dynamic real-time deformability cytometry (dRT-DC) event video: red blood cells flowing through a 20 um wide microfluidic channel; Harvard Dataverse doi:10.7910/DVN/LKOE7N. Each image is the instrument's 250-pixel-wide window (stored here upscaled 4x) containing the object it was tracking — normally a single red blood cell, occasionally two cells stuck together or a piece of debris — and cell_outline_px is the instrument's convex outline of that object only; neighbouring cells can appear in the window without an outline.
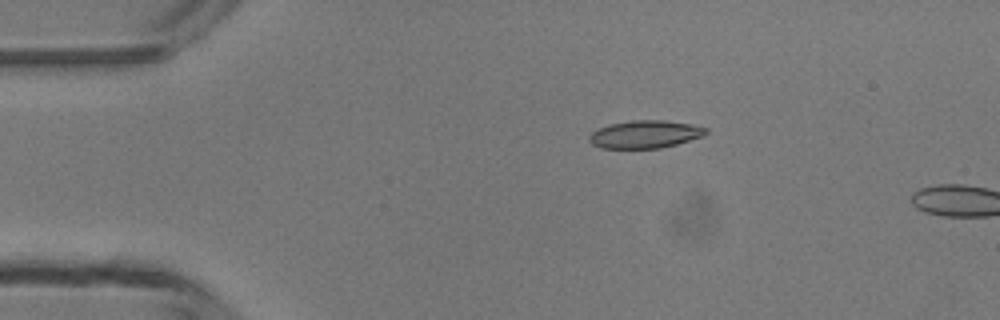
{"species": "common noctule bat (a hibernating species)", "species_latin": "Nyctalus noctula", "temperature_condition": "room temperature", "stored_images_in_passage": 3, "camera_frame_rate_fps": 3000, "um_per_image_px": 0.085, "animal": {"sex": "male", "body_mass_g": 13.3}, "frame": {"image": 1, "passage_image": 1, "time_ms": 0.0, "image_size_px": [1000, 320], "cell_outline_px": [[708, 132], [704, 136], [676, 144], [660, 148], [600, 148], [592, 144], [588, 140], [588, 136], [596, 128], [608, 124], [632, 120], [664, 120], [692, 124], [708, 128]], "centroid_in_image_um": [54.81, 11.41], "position_along_channel_um": 30.2, "area_um2": 19.07}}